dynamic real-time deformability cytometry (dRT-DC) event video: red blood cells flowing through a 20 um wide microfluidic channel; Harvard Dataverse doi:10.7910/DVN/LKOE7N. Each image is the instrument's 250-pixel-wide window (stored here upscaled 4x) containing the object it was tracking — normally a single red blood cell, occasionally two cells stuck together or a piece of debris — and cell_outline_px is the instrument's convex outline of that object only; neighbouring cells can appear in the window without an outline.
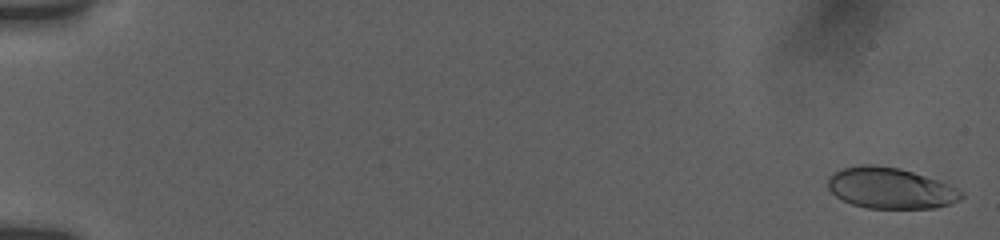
{"species": "human", "species_latin": "Homo sapiens", "temperature_condition": "room temperature", "stored_images_in_passage": 105, "camera_frame_rate_fps": 3000, "um_per_image_px": 0.085, "donor": {"sex": "female"}, "frame": {"image": 1, "passage_image": 4, "time_ms": 0.333, "image_size_px": [1000, 240], "cell_outline_px": [[964, 196], [960, 200], [936, 208], [868, 208], [852, 204], [836, 196], [828, 188], [828, 176], [832, 172], [844, 168], [860, 164], [876, 164], [900, 168], [948, 184], [964, 192]], "centroid_in_image_um": [75.67, 15.98], "position_along_channel_um": 9.3, "area_um2": 31.85}}
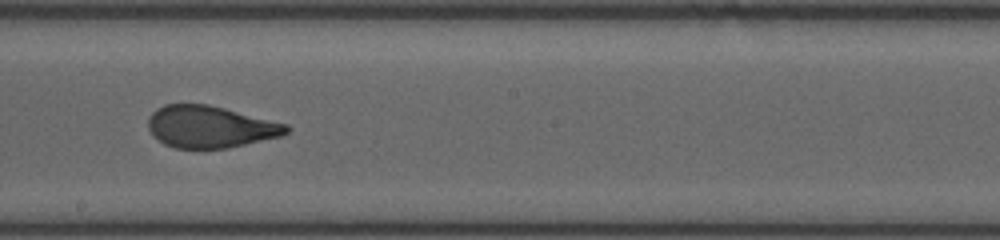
{"frame": {"image": 2, "passage_image": 57, "time_ms": 11.0, "image_size_px": [1000, 240], "cell_outline_px": [[292, 128], [288, 132], [280, 136], [228, 148], [176, 148], [164, 144], [156, 140], [152, 136], [148, 128], [148, 116], [156, 108], [164, 104], [208, 104], [288, 124]], "centroid_in_image_um": [17.83, 10.77], "position_along_channel_um": 230.4, "area_um2": 33.93}}
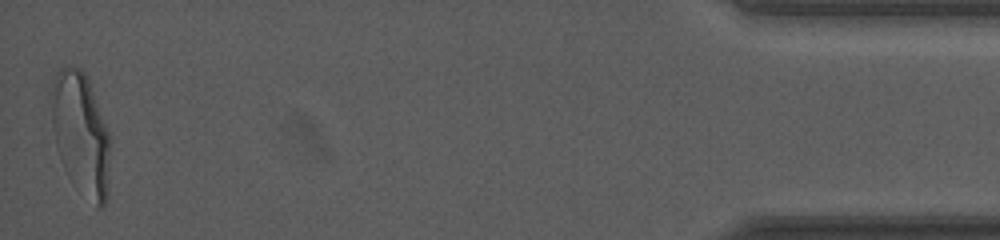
{"frame": {"image": 3, "passage_image": 104, "time_ms": 18.333, "image_size_px": [1000, 240], "cell_outline_px": [[112, 136], [108, 192], [104, 208], [96, 208], [68, 176], [60, 160], [56, 148], [52, 124], [48, 92], [56, 72], [60, 68], [80, 68], [84, 72], [88, 80]], "centroid_in_image_um": [6.88, 11.38], "position_along_channel_um": 428.3, "area_um2": 43.06}, "authors_computed_cell_mechanics": {"area_um2": 34.3332, "velocity_mm_per_s": 3.7849, "shape_relaxation_time_tau1_ms": 8.5215, "shape_relaxation_time_tau2_ms": null, "deformation_change_tau1": 0.2651, "deformation_change_tau2": null}}